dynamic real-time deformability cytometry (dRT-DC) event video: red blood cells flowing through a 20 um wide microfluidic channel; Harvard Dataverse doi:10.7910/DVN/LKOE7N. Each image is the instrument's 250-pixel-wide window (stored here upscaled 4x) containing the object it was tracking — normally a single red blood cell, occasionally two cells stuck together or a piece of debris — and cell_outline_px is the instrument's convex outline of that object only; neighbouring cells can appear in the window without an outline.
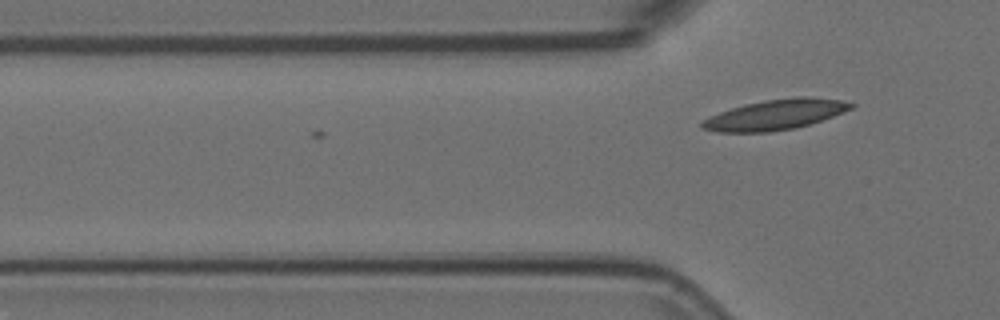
{"species": "Egyptian fruit bat (a non-hibernating species)", "species_latin": "Rousettus aegyptiacus", "temperature_condition": "room temperature", "stored_images_in_passage": 5, "camera_frame_rate_fps": 3000, "um_per_image_px": 0.085, "animal": {"sex": "female"}, "frame": {"image": 1, "passage_image": 5, "time_ms": 1.333, "image_size_px": [1000, 320], "cell_outline_px": [[856, 104], [852, 108], [844, 112], [796, 128], [768, 132], [716, 132], [700, 128], [700, 124], [708, 116], [744, 104], [764, 100], [796, 96], [808, 96], [840, 100]], "centroid_in_image_um": [65.88, 9.74], "position_along_channel_um": 59.9, "area_um2": 26.24}}